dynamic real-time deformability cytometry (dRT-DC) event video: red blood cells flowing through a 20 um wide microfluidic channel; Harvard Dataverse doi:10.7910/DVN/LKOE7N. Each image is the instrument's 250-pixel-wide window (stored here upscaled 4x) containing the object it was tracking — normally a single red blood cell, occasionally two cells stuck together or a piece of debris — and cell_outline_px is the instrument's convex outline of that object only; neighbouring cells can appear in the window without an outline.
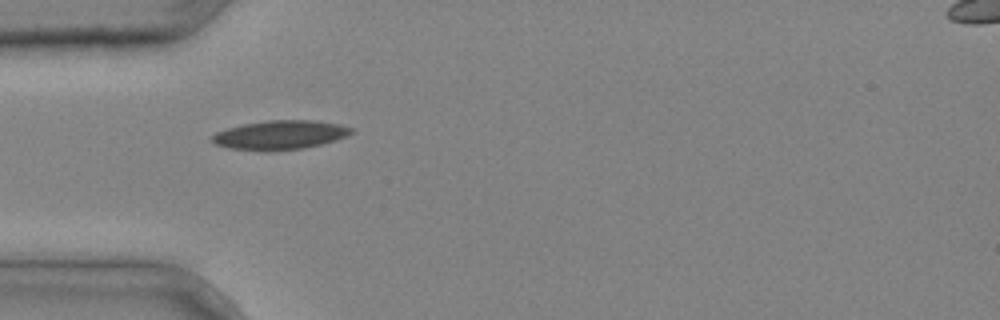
{"species": "common noctule bat (a hibernating species)", "species_latin": "Nyctalus noctula", "temperature_condition": "cold", "stored_images_in_passage": 27, "camera_frame_rate_fps": 3000, "um_per_image_px": 0.085, "animal": {"sex": "male", "body_mass_g": 20.4}, "frame": {"image": 1, "passage_image": 1, "time_ms": 0.0, "image_size_px": [1000, 320], "cell_outline_px": [[356, 132], [348, 136], [336, 140], [304, 148], [268, 152], [264, 152], [228, 148], [216, 144], [212, 140], [212, 136], [216, 132], [228, 128], [244, 124], [268, 120], [316, 120], [340, 124], [352, 128]], "centroid_in_image_um": [23.84, 11.48], "position_along_channel_um": 61.2, "area_um2": 23.87}}
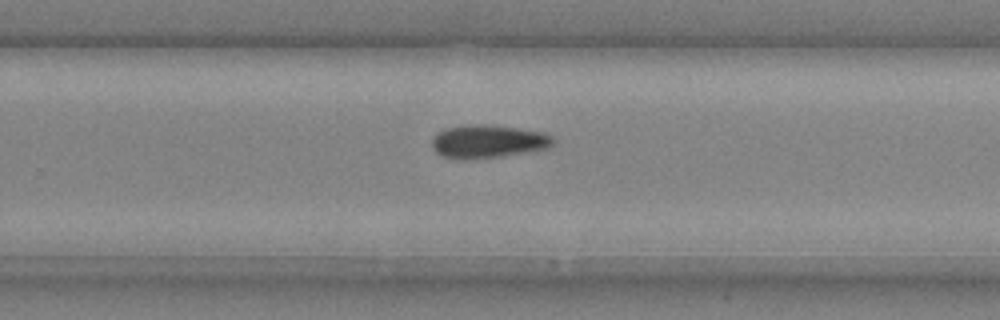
{"frame": {"image": 2, "passage_image": 16, "time_ms": 5.0, "image_size_px": [1000, 320], "cell_outline_px": [[556, 144], [548, 148], [504, 156], [468, 160], [460, 160], [444, 156], [436, 152], [432, 148], [432, 140], [444, 128], [484, 124], [516, 128], [544, 132], [552, 136], [556, 140]], "centroid_in_image_um": [41.53, 12.04], "position_along_channel_um": 288.3, "area_um2": 23.41}}
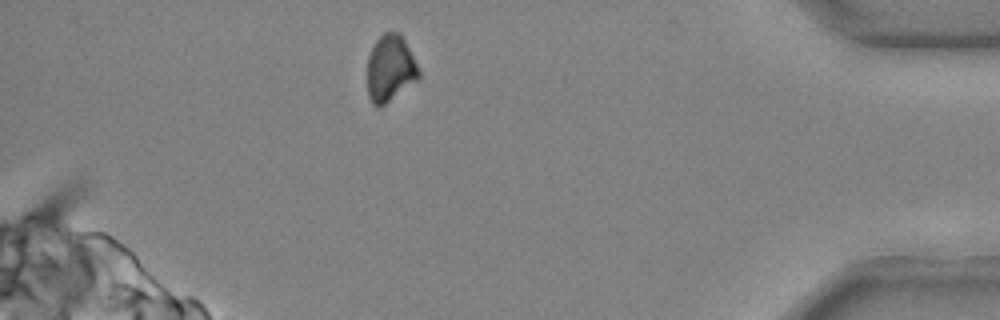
{"frame": {"image": 3, "passage_image": 26, "time_ms": 8.333, "image_size_px": [1000, 320], "cell_outline_px": [[420, 80], [380, 108], [376, 108], [372, 104], [368, 96], [368, 56], [376, 40], [384, 32], [400, 32], [420, 72]], "centroid_in_image_um": [33.17, 5.87], "position_along_channel_um": 402.0, "area_um2": 20.17}}